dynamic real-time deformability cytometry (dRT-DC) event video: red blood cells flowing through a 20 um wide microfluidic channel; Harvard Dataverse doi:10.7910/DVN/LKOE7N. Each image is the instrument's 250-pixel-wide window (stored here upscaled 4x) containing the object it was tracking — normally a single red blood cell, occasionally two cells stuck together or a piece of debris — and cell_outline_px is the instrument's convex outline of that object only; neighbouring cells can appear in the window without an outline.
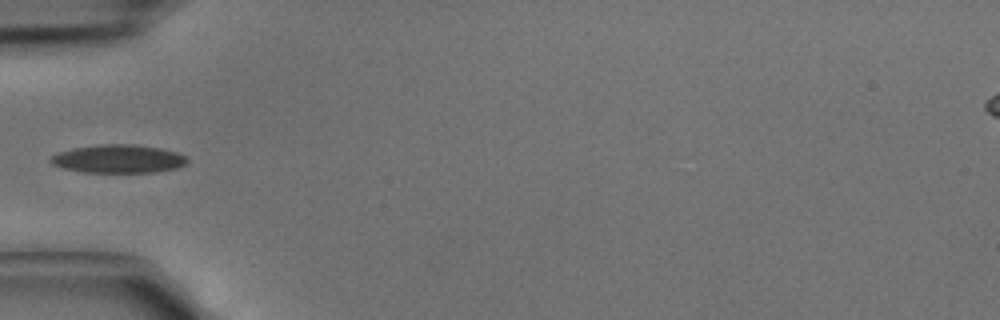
{"species": "common noctule bat (a hibernating species)", "species_latin": "Nyctalus noctula", "temperature_condition": "cold", "stored_images_in_passage": 4, "camera_frame_rate_fps": 3000, "um_per_image_px": 0.085, "animal": {"sex": "male", "body_mass_g": 15.6}, "frame": {"image": 1, "passage_image": 4, "time_ms": 1.0, "image_size_px": [1000, 320], "cell_outline_px": [[188, 160], [184, 164], [176, 168], [156, 172], [84, 172], [64, 168], [52, 164], [48, 160], [52, 156], [60, 152], [72, 148], [96, 144], [136, 144], [160, 148], [176, 152], [184, 156]], "centroid_in_image_um": [10.04, 13.49], "position_along_channel_um": 75.0, "area_um2": 22.43}}